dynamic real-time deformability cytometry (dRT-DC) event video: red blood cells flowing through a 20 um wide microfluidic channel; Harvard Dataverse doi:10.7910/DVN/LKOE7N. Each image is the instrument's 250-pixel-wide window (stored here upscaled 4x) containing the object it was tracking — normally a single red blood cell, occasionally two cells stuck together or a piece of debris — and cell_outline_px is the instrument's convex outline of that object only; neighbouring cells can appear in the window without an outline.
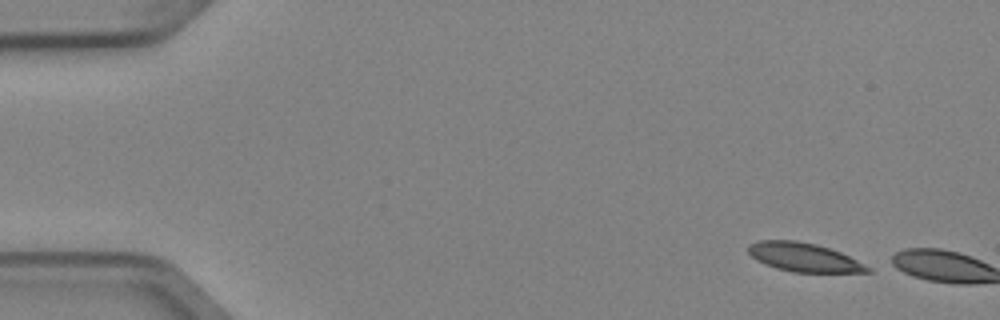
{"species": "Egyptian fruit bat (a non-hibernating species)", "species_latin": "Rousettus aegyptiacus", "temperature_condition": "cold", "stored_images_in_passage": 2, "camera_frame_rate_fps": 3000, "um_per_image_px": 0.085, "animal": {"sex": "female"}, "frame": {"image": 1, "passage_image": 1, "time_ms": 0.0, "image_size_px": [1000, 320], "cell_outline_px": [[872, 272], [792, 272], [776, 268], [756, 260], [748, 252], [748, 244], [760, 240], [796, 240], [816, 244], [840, 252], [872, 268]], "centroid_in_image_um": [68.31, 21.86], "position_along_channel_um": 16.7, "area_um2": 19.88}}